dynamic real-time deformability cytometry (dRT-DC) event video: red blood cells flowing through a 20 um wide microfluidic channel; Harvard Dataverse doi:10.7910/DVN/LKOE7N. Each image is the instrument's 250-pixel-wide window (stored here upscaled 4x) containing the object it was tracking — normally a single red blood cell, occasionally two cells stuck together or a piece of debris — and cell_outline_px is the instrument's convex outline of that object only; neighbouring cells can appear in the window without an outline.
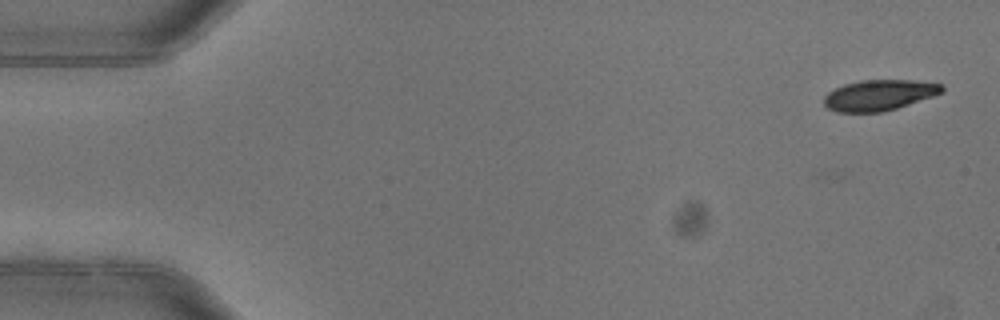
{"species": "common noctule bat (a hibernating species)", "species_latin": "Nyctalus noctula", "temperature_condition": "warm", "stored_images_in_passage": 4, "camera_frame_rate_fps": 3000, "um_per_image_px": 0.085, "animal": {"sex": "female"}, "frame": {"image": 1, "passage_image": 1, "time_ms": 0.0, "image_size_px": [1000, 320], "cell_outline_px": [[944, 92], [896, 108], [880, 112], [836, 112], [828, 108], [824, 104], [824, 96], [828, 92], [844, 84], [860, 80], [916, 80], [944, 84]], "centroid_in_image_um": [74.73, 8.07], "position_along_channel_um": 10.3, "area_um2": 21.1}}